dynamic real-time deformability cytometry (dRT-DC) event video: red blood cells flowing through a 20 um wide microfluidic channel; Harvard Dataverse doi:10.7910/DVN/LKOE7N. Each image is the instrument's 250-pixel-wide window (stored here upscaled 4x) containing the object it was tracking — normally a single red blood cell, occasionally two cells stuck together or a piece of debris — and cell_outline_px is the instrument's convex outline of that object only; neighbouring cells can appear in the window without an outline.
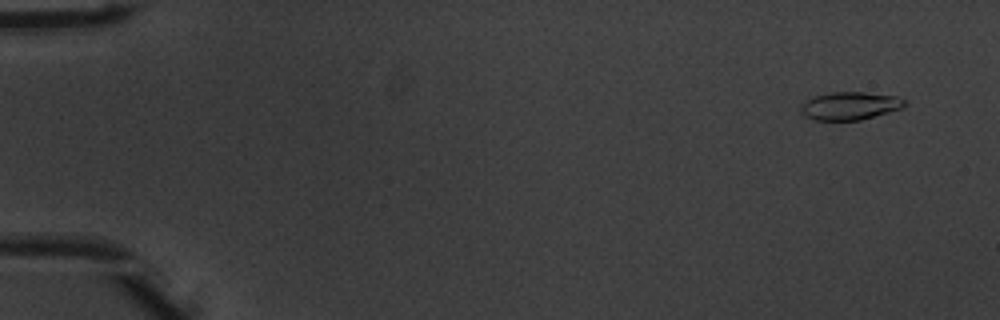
{"species": "common noctule bat (a hibernating species)", "species_latin": "Nyctalus noctula", "temperature_condition": "warm", "stored_images_in_passage": 53, "camera_frame_rate_fps": 3000, "um_per_image_px": 0.085, "animal": {"sex": "male", "body_mass_g": 20.1, "forearm_length_mm": 53.5}, "frame": {"image": 1, "passage_image": 4, "time_ms": 1.0, "image_size_px": [1000, 320], "cell_outline_px": [[904, 104], [900, 108], [860, 120], [816, 120], [804, 116], [800, 112], [800, 108], [808, 100], [816, 96], [828, 92], [864, 92], [896, 96], [904, 100]], "centroid_in_image_um": [72.2, 8.99], "position_along_channel_um": 12.8, "area_um2": 16.53}}
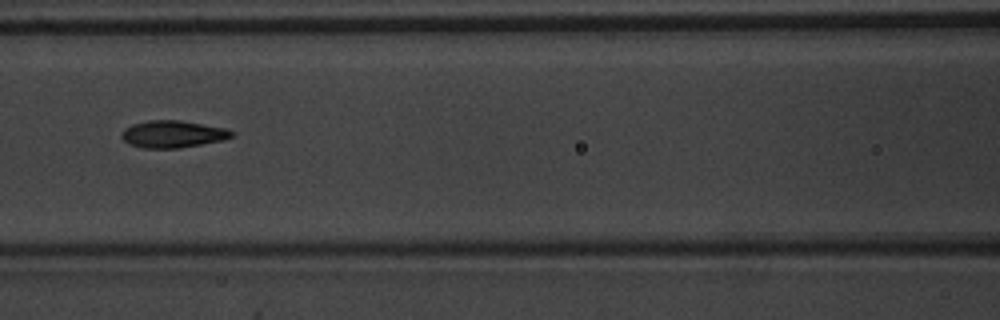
{"frame": {"image": 2, "passage_image": 25, "time_ms": 8.0, "image_size_px": [1000, 320], "cell_outline_px": [[232, 136], [224, 140], [180, 148], [144, 148], [128, 144], [120, 136], [124, 128], [132, 124], [148, 120], [180, 120], [224, 128], [232, 132]], "centroid_in_image_um": [14.63, 11.4], "position_along_channel_um": 152.0, "area_um2": 17.34}}
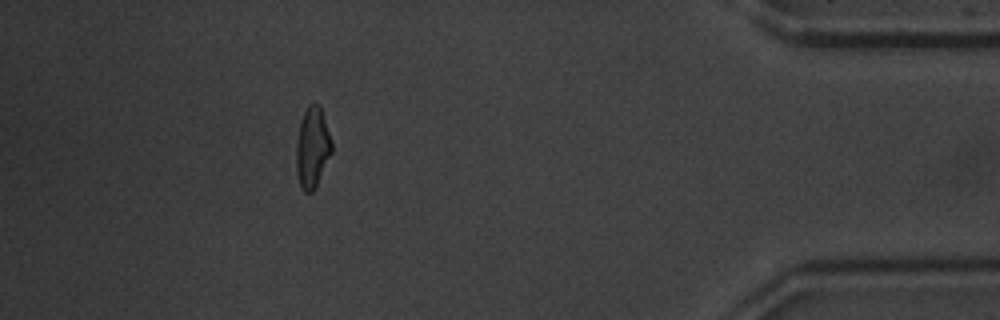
{"frame": {"image": 3, "passage_image": 48, "time_ms": 15.667, "image_size_px": [1000, 320], "cell_outline_px": [[332, 152], [312, 192], [304, 192], [300, 188], [296, 172], [296, 144], [300, 124], [304, 112], [308, 104], [320, 104], [332, 140]], "centroid_in_image_um": [26.55, 12.53], "position_along_channel_um": 408.7, "area_um2": 16.65}, "authors_computed_cell_mechanics": {"area_um2": 16.8776, "velocity_mm_per_s": 3.9549, "shape_relaxation_time_tau1_ms": 3.2124, "shape_relaxation_time_tau2_ms": 1.3695, "deformation_change_tau1": 0.1741, "deformation_change_tau2": 0.0671}}